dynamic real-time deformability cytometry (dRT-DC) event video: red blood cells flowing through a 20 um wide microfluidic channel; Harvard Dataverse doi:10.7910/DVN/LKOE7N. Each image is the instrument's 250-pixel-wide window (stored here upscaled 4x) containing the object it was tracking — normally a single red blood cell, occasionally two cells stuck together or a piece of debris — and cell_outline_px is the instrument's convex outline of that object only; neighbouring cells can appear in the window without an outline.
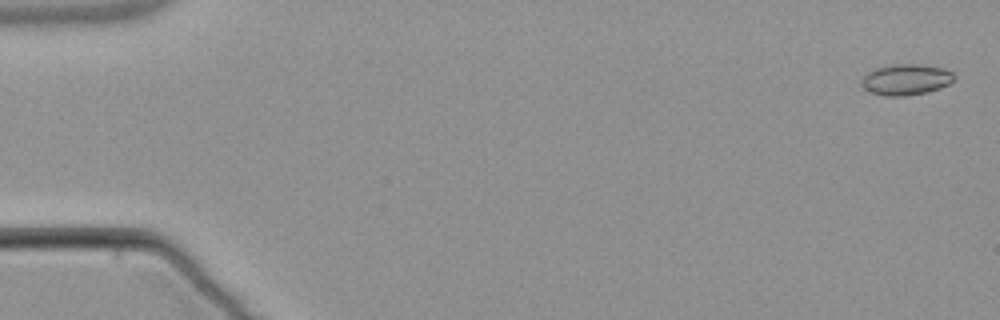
{"species": "common noctule bat (a hibernating species)", "species_latin": "Nyctalus noctula", "temperature_condition": "warm", "stored_images_in_passage": 6, "segment_of_instrument_passage": [2, 2], "camera_frame_rate_fps": 3000, "um_per_image_px": 0.085, "animal": {"sex": "male", "body_mass_g": 21.5, "forearm_length_mm": 52.0}, "frame": {"image": 1, "passage_image": 6, "time_ms": 6.0, "image_size_px": [1000, 320], "cell_outline_px": [[956, 76], [948, 84], [940, 88], [928, 92], [904, 96], [884, 96], [872, 92], [864, 88], [860, 84], [860, 80], [872, 68], [892, 64], [920, 64], [944, 68], [952, 72]], "centroid_in_image_um": [76.99, 6.75], "position_along_channel_um": 8.0, "area_um2": 16.88}}